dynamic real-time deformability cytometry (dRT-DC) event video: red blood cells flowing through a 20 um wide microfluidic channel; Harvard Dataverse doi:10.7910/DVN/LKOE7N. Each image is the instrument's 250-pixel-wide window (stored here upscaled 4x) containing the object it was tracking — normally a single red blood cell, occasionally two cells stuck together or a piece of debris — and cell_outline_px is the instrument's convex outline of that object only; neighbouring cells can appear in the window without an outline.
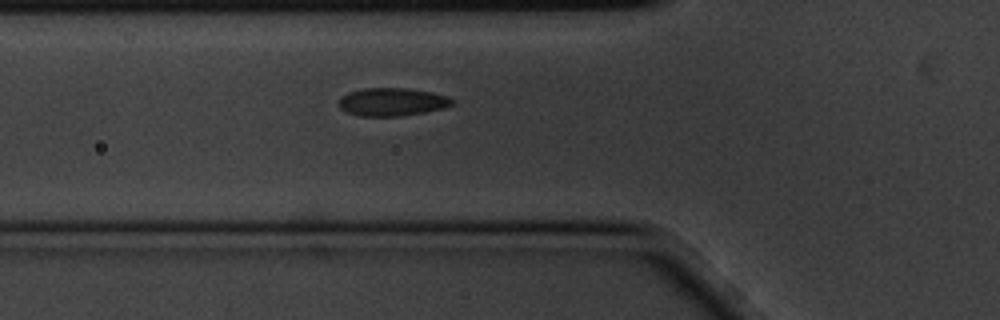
{"species": "common noctule bat (a hibernating species)", "species_latin": "Nyctalus noctula", "temperature_condition": "cold", "stored_images_in_passage": 2, "camera_frame_rate_fps": 3000, "um_per_image_px": 0.085, "animal": {"sex": "male", "body_mass_g": 20.1, "forearm_length_mm": 53.5}, "frame": {"image": 1, "passage_image": 2, "time_ms": 0.333, "image_size_px": [1000, 320], "cell_outline_px": [[456, 104], [444, 108], [424, 112], [400, 116], [360, 116], [348, 112], [340, 108], [340, 96], [348, 92], [364, 88], [408, 88], [432, 92], [448, 96], [456, 100]], "centroid_in_image_um": [33.38, 8.65], "position_along_channel_um": 92.4, "area_um2": 18.67}}